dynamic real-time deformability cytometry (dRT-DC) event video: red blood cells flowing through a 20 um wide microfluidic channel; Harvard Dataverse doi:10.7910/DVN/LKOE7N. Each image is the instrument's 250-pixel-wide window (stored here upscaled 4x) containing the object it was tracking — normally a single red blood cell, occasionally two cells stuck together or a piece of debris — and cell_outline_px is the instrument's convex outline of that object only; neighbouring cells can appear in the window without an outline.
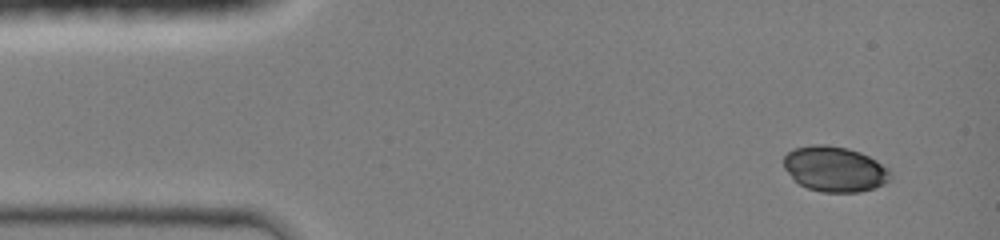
{"species": "common noctule bat (a hibernating species)", "species_latin": "Nyctalus noctula", "temperature_condition": "room temperature", "stored_images_in_passage": 41, "camera_frame_rate_fps": 3000, "um_per_image_px": 0.085, "animal": {"sex": "female", "body_mass_g": 19.0, "forearm_length_mm": 51.5}, "frame": {"image": 1, "passage_image": 1, "time_ms": 0.0, "image_size_px": [1000, 240], "cell_outline_px": [[892, 180], [884, 184], [860, 192], [820, 192], [808, 188], [800, 184], [784, 168], [784, 156], [792, 148], [812, 144], [828, 144], [848, 148], [860, 152], [876, 160], [888, 168], [892, 172]], "centroid_in_image_um": [70.97, 14.35], "position_along_channel_um": 14.0, "area_um2": 28.38}}
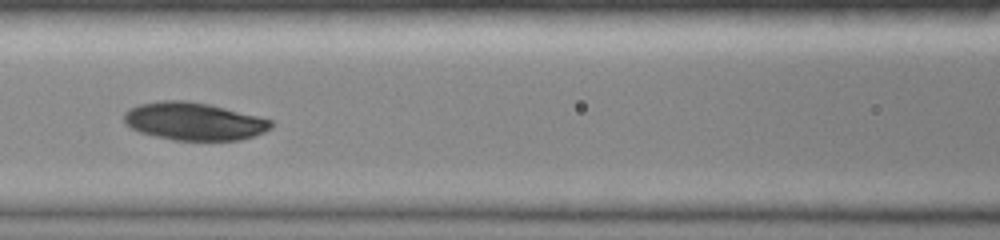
{"frame": {"image": 2, "passage_image": 17, "time_ms": 5.333, "image_size_px": [1000, 240], "cell_outline_px": [[272, 128], [264, 132], [240, 140], [172, 140], [140, 132], [124, 124], [124, 112], [128, 108], [140, 104], [160, 100], [188, 100], [212, 104], [272, 120]], "centroid_in_image_um": [16.46, 10.3], "position_along_channel_um": 150.1, "area_um2": 32.54}}
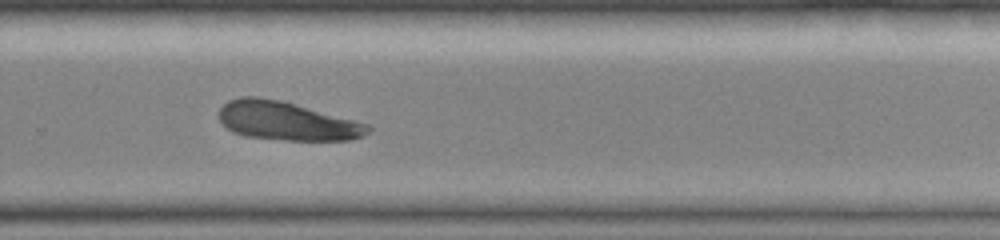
{"frame": {"image": 3, "passage_image": 28, "time_ms": 9.0, "image_size_px": [1000, 240], "cell_outline_px": [[372, 128], [368, 132], [360, 136], [348, 140], [284, 140], [244, 136], [232, 132], [220, 120], [220, 108], [228, 100], [240, 96], [256, 96], [280, 100], [368, 124]], "centroid_in_image_um": [24.33, 10.28], "position_along_channel_um": 305.5, "area_um2": 33.18}}